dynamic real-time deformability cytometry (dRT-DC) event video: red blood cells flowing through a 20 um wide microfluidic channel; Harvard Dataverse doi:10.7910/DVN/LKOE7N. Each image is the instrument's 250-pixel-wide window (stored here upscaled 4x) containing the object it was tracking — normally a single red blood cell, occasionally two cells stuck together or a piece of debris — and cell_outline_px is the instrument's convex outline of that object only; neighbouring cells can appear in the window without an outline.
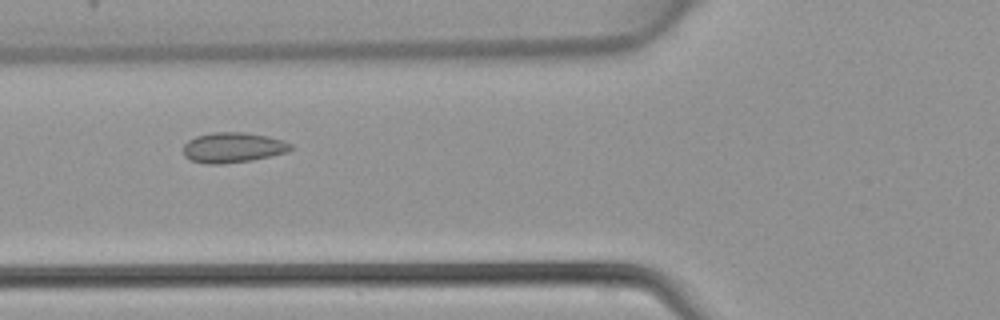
{"species": "common noctule bat (a hibernating species)", "species_latin": "Nyctalus noctula", "temperature_condition": "warm", "stored_images_in_passage": 5, "camera_frame_rate_fps": 3000, "um_per_image_px": 0.085, "animal": {"sex": "female", "body_mass_g": 22.7, "forearm_length_mm": 54.2}, "frame": {"image": 1, "passage_image": 5, "time_ms": 1.333, "image_size_px": [1000, 320], "cell_outline_px": [[296, 148], [288, 152], [252, 160], [224, 164], [208, 164], [192, 160], [184, 156], [184, 144], [188, 140], [196, 136], [212, 132], [244, 132], [268, 136], [284, 140], [292, 144]], "centroid_in_image_um": [19.85, 12.53], "position_along_channel_um": 106.0, "area_um2": 19.13}}